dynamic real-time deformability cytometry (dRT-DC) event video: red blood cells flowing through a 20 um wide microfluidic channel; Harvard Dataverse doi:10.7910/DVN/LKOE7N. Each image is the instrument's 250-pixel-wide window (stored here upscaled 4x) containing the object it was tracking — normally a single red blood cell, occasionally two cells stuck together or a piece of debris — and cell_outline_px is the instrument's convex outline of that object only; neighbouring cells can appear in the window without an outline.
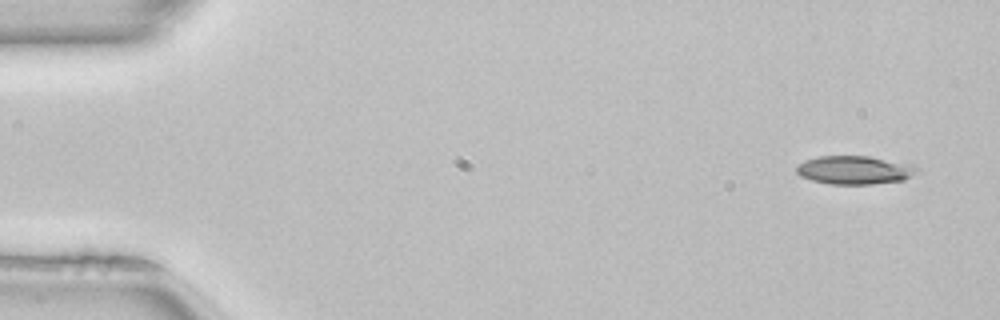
{"species": "common noctule bat (a hibernating species)", "species_latin": "Nyctalus noctula", "temperature_condition": "room temperature", "stored_images_in_passage": 48, "camera_frame_rate_fps": 3000, "um_per_image_px": 0.085, "animal": {"sex": "female", "body_mass_g": 22.7, "forearm_length_mm": 54.2}, "frame": {"image": 1, "passage_image": 1, "time_ms": 0.0, "image_size_px": [1000, 320], "cell_outline_px": [[920, 168], [912, 176], [904, 180], [872, 184], [832, 184], [812, 180], [800, 176], [796, 172], [796, 168], [800, 164], [808, 160], [820, 156], [868, 156], [912, 164]], "centroid_in_image_um": [72.68, 14.46], "position_along_channel_um": 12.3, "area_um2": 19.83}}
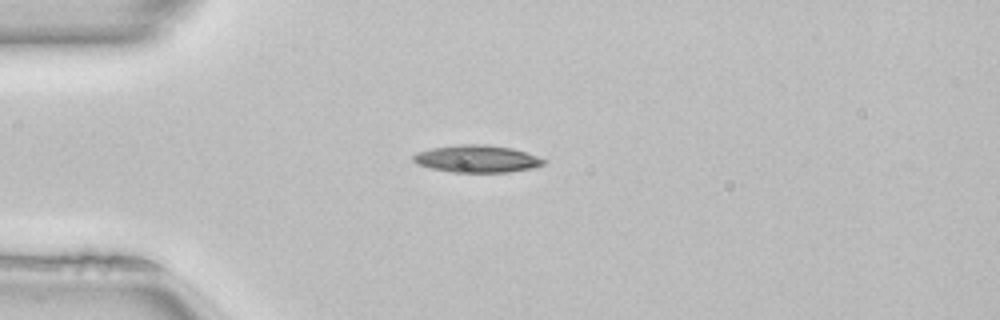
{"frame": {"image": 2, "passage_image": 11, "time_ms": 3.333, "image_size_px": [1000, 320], "cell_outline_px": [[548, 160], [544, 164], [532, 168], [508, 172], [452, 172], [432, 168], [420, 164], [412, 160], [412, 156], [416, 152], [432, 148], [460, 144], [488, 144], [512, 148]], "centroid_in_image_um": [40.55, 13.49], "position_along_channel_um": 44.5, "area_um2": 20.63}}
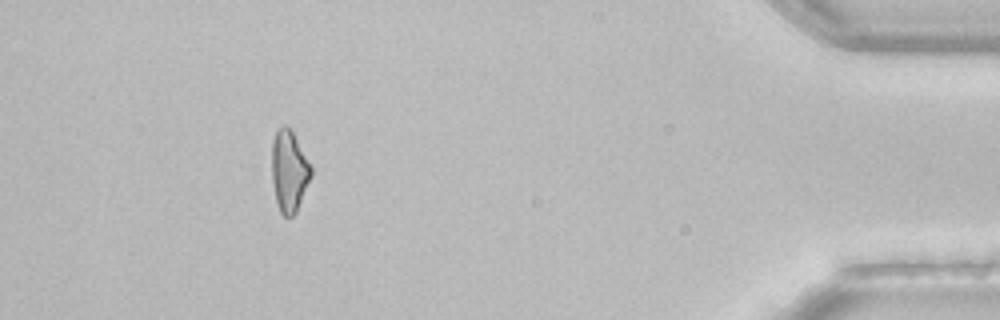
{"frame": {"image": 3, "passage_image": 44, "time_ms": 14.333, "image_size_px": [1000, 320], "cell_outline_px": [[312, 176], [296, 212], [292, 216], [284, 216], [280, 212], [276, 204], [272, 180], [272, 140], [276, 128], [284, 124], [292, 128], [312, 168]], "centroid_in_image_um": [24.57, 14.49], "position_along_channel_um": 410.6, "area_um2": 19.02}, "authors_computed_cell_mechanics": {"area_um2": 19.5942, "velocity_mm_per_s": 4.0727, "shape_relaxation_time_tau1_ms": 7.5472, "shape_relaxation_time_tau2_ms": null, "deformation_change_tau1": 0.2149, "deformation_change_tau2": null}}